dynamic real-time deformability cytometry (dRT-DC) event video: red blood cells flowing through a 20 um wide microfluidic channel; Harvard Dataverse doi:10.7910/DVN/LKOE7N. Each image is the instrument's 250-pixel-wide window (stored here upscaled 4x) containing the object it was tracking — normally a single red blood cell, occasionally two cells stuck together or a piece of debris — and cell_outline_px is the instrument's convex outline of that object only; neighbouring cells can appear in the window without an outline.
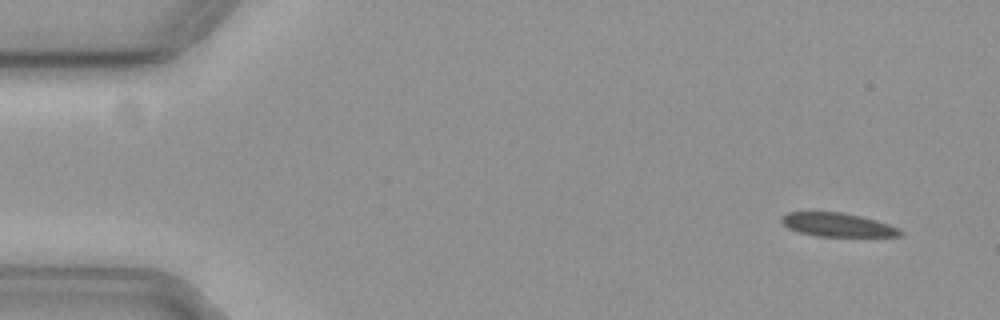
{"species": "common noctule bat (a hibernating species)", "species_latin": "Nyctalus noctula", "temperature_condition": "cold", "stored_images_in_passage": 9, "camera_frame_rate_fps": 3000, "um_per_image_px": 0.085, "animal": {"sex": "female", "body_mass_g": 19.3, "forearm_length_mm": 54.1}, "frame": {"image": 1, "passage_image": 1, "time_ms": 0.0, "image_size_px": [1000, 320], "cell_outline_px": [[904, 232], [900, 236], [816, 236], [796, 232], [788, 228], [780, 220], [788, 212], [840, 212], [860, 216], [876, 220], [888, 224]], "centroid_in_image_um": [71.16, 19.11], "position_along_channel_um": 13.8, "area_um2": 16.18}}